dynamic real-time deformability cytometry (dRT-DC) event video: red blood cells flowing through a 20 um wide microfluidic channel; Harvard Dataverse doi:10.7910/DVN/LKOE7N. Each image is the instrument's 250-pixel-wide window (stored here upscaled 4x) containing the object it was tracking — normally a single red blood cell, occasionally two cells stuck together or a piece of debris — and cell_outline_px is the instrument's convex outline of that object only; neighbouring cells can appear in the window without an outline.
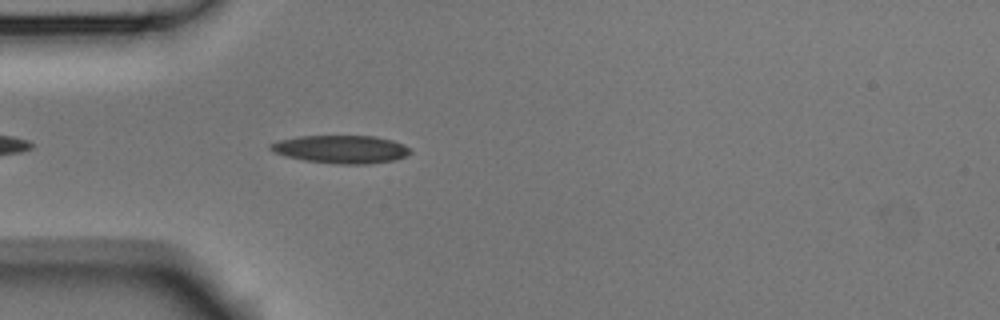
{"species": "Egyptian fruit bat (a non-hibernating species)", "species_latin": "Rousettus aegyptiacus", "temperature_condition": "room temperature", "stored_images_in_passage": 27, "camera_frame_rate_fps": 3000, "um_per_image_px": 0.085, "animal": {"sex": "male"}, "frame": {"image": 1, "passage_image": 4, "time_ms": 1.0, "image_size_px": [1000, 320], "cell_outline_px": [[412, 152], [404, 156], [392, 160], [368, 164], [336, 164], [304, 160], [272, 152], [268, 148], [268, 144], [280, 140], [296, 136], [376, 136], [392, 140], [404, 144]], "centroid_in_image_um": [28.95, 12.68], "position_along_channel_um": 56.0, "area_um2": 22.77}}
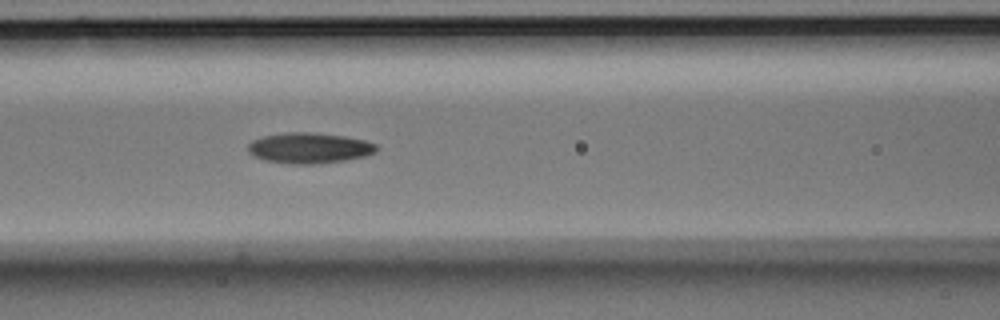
{"frame": {"image": 2, "passage_image": 11, "time_ms": 3.333, "image_size_px": [1000, 320], "cell_outline_px": [[380, 148], [376, 152], [364, 156], [344, 160], [316, 164], [292, 164], [264, 160], [252, 156], [248, 152], [248, 144], [252, 140], [264, 136], [288, 132], [312, 132], [344, 136], [364, 140], [376, 144]], "centroid_in_image_um": [26.28, 12.58], "position_along_channel_um": 140.3, "area_um2": 23.0}}
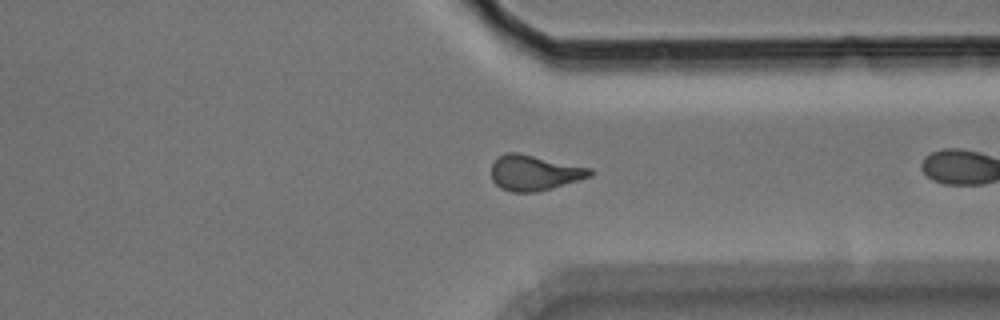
{"frame": {"image": 3, "passage_image": 26, "time_ms": 8.333, "image_size_px": [1000, 320], "cell_outline_px": [[596, 172], [592, 176], [552, 188], [536, 192], [512, 192], [500, 188], [492, 180], [492, 164], [500, 156], [508, 152], [520, 152], [592, 168]], "centroid_in_image_um": [45.46, 14.68], "position_along_channel_um": 365.9, "area_um2": 20.52}}